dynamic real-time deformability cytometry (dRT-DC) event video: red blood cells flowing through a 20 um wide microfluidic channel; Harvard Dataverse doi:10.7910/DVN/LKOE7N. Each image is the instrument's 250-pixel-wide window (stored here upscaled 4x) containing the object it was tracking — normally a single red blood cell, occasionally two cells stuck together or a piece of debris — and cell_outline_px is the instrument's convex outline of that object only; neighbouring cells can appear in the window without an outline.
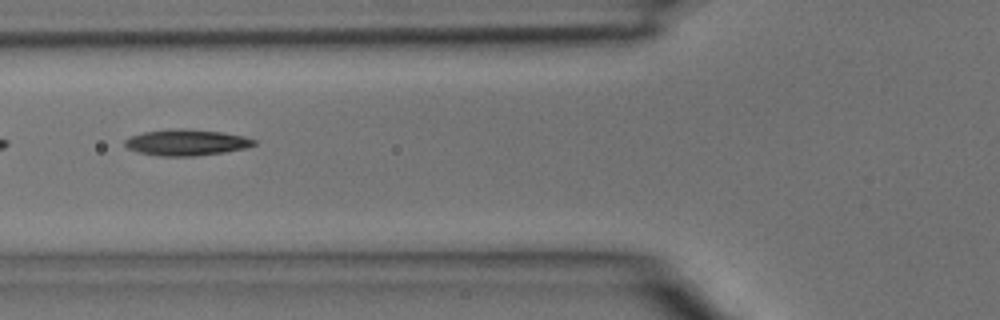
{"species": "common noctule bat (a hibernating species)", "species_latin": "Nyctalus noctula", "temperature_condition": "room temperature", "stored_images_in_passage": 3, "camera_frame_rate_fps": 3000, "um_per_image_px": 0.085, "animal": {"sex": "male", "body_mass_g": 15.6}, "frame": {"image": 1, "passage_image": 2, "time_ms": 0.333, "image_size_px": [1000, 320], "cell_outline_px": [[256, 144], [244, 148], [224, 152], [196, 156], [160, 156], [140, 152], [128, 148], [124, 144], [124, 140], [132, 136], [144, 132], [180, 128], [184, 128], [220, 132], [244, 136], [256, 140]], "centroid_in_image_um": [15.86, 12.11], "position_along_channel_um": 109.9, "area_um2": 19.42}}
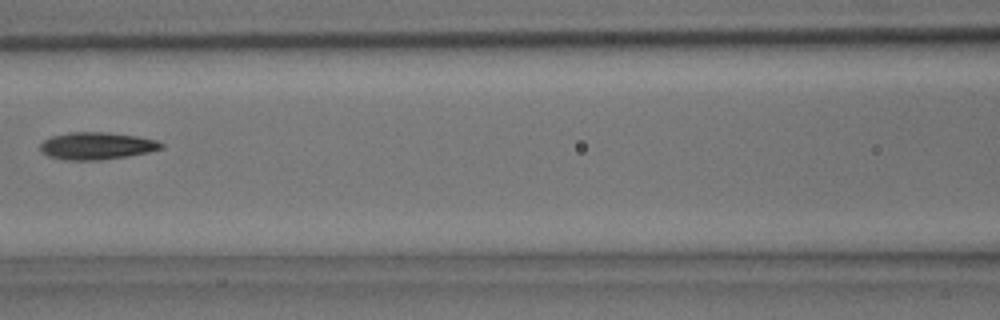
{"frame": {"image": 2, "passage_image": 3, "time_ms": 0.667, "image_size_px": [1000, 320], "cell_outline_px": [[164, 148], [148, 152], [128, 156], [100, 160], [64, 160], [48, 156], [40, 152], [40, 144], [44, 140], [52, 136], [68, 132], [108, 132], [136, 136], [156, 140], [164, 144]], "centroid_in_image_um": [8.2, 12.4], "position_along_channel_um": 158.4, "area_um2": 19.36}}